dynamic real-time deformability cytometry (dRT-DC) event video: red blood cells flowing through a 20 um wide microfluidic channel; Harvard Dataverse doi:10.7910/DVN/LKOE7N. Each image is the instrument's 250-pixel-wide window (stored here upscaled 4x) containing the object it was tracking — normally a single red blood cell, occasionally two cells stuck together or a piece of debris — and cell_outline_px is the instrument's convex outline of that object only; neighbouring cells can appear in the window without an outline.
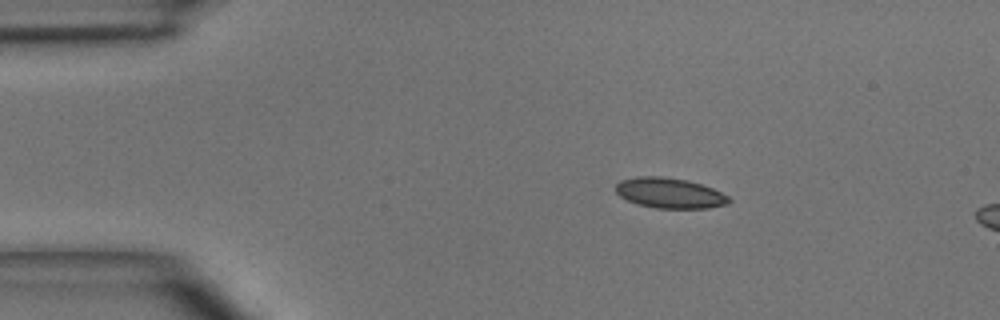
{"species": "common noctule bat (a hibernating species)", "species_latin": "Nyctalus noctula", "temperature_condition": "room temperature", "stored_images_in_passage": 3, "camera_frame_rate_fps": 3000, "um_per_image_px": 0.085, "animal": {"sex": "male", "body_mass_g": 15.6}, "frame": {"image": 1, "passage_image": 1, "time_ms": 0.0, "image_size_px": [1000, 320], "cell_outline_px": [[732, 200], [728, 204], [708, 208], [656, 208], [640, 204], [628, 200], [620, 196], [616, 192], [616, 184], [620, 180], [640, 176], [664, 176], [688, 180], [712, 188], [728, 196]], "centroid_in_image_um": [56.93, 16.4], "position_along_channel_um": 28.1, "area_um2": 19.94}}